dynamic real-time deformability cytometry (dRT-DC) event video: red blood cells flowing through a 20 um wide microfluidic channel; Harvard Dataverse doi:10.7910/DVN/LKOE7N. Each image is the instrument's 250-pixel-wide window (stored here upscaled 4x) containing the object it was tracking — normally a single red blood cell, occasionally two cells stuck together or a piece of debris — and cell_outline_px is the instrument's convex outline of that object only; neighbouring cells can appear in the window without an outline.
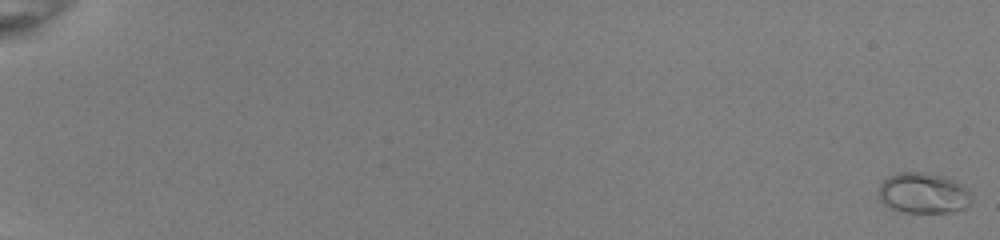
{"species": "common noctule bat (a hibernating species)", "species_latin": "Nyctalus noctula", "temperature_condition": "room temperature", "stored_images_in_passage": 52, "camera_frame_rate_fps": 3000, "um_per_image_px": 0.085, "animal": {"sex": "female", "body_mass_g": 22.0, "forearm_length_mm": 56.7}, "frame": {"image": 1, "passage_image": 1, "time_ms": 0.0, "image_size_px": [1000, 240], "cell_outline_px": [[972, 200], [964, 208], [952, 212], [904, 212], [888, 208], [876, 196], [880, 184], [888, 176], [896, 172], [924, 172], [940, 176], [952, 180], [964, 188], [972, 196]], "centroid_in_image_um": [78.4, 16.42], "position_along_channel_um": 6.6, "area_um2": 21.96}}
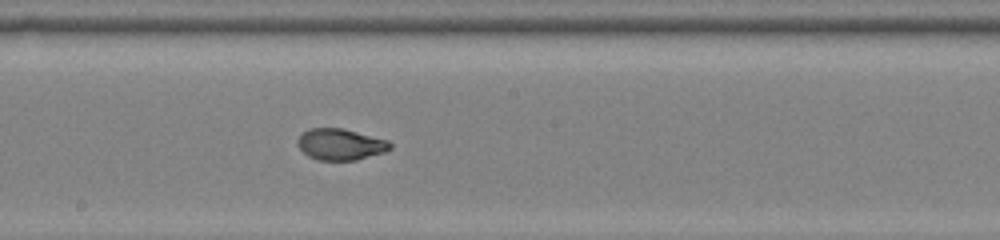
{"frame": {"image": 2, "passage_image": 33, "time_ms": 10.667, "image_size_px": [1000, 240], "cell_outline_px": [[392, 148], [384, 152], [356, 160], [316, 160], [308, 156], [296, 144], [296, 140], [308, 128], [344, 128], [388, 140], [392, 144]], "centroid_in_image_um": [28.94, 12.26], "position_along_channel_um": 219.3, "area_um2": 16.99}}
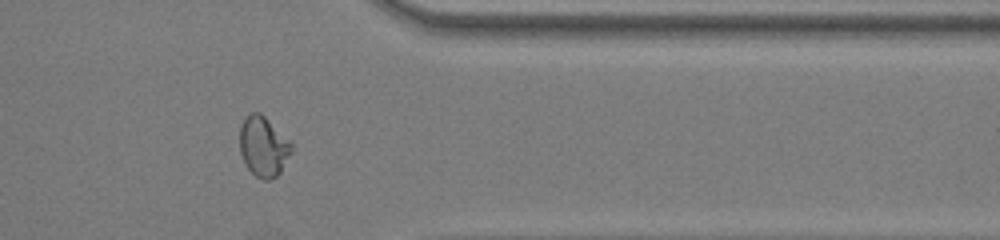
{"frame": {"image": 3, "passage_image": 46, "time_ms": 15.0, "image_size_px": [1000, 240], "cell_outline_px": [[292, 152], [280, 172], [276, 176], [268, 180], [264, 180], [256, 176], [248, 168], [240, 152], [240, 128], [248, 112], [260, 112], [292, 144]], "centroid_in_image_um": [22.38, 12.45], "position_along_channel_um": 389.0, "area_um2": 17.8}}